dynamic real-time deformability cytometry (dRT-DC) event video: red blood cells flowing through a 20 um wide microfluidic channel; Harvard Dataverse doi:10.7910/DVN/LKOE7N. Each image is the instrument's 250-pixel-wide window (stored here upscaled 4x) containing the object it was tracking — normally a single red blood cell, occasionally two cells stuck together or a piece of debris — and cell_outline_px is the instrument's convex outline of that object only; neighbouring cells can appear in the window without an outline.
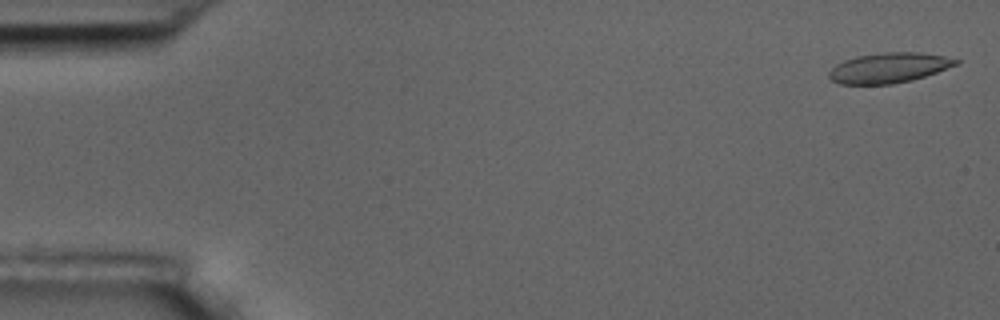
{"species": "common noctule bat (a hibernating species)", "species_latin": "Nyctalus noctula", "temperature_condition": "room temperature", "stored_images_in_passage": 5, "camera_frame_rate_fps": 3000, "um_per_image_px": 0.085, "animal": {"sex": "male", "body_mass_g": 17.5, "forearm_length_mm": 52.3}, "frame": {"image": 1, "passage_image": 1, "time_ms": 0.0, "image_size_px": [1000, 320], "cell_outline_px": [[960, 64], [912, 80], [892, 84], [840, 84], [832, 80], [828, 76], [828, 72], [836, 64], [844, 60], [856, 56], [884, 52], [920, 52], [944, 56], [960, 60]], "centroid_in_image_um": [75.56, 5.76], "position_along_channel_um": 9.4, "area_um2": 22.31}}
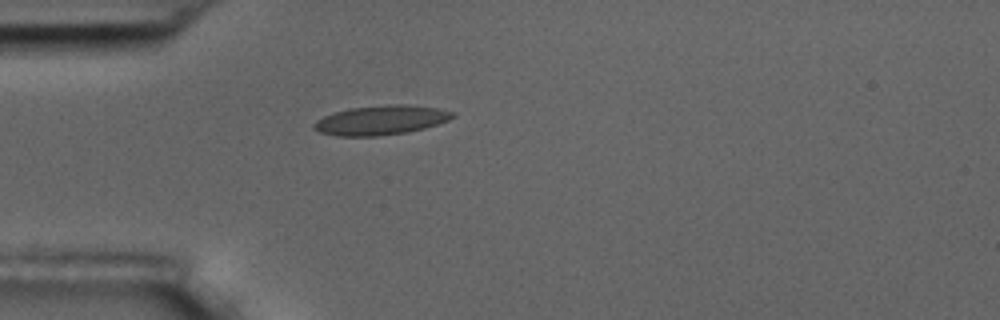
{"frame": {"image": 2, "passage_image": 5, "time_ms": 4.667, "image_size_px": [1000, 320], "cell_outline_px": [[456, 116], [448, 120], [424, 128], [408, 132], [376, 136], [336, 136], [320, 132], [312, 128], [312, 124], [316, 120], [324, 116], [348, 108], [392, 104], [408, 104], [436, 108], [456, 112]], "centroid_in_image_um": [32.38, 10.21], "position_along_channel_um": 52.6, "area_um2": 23.81}}